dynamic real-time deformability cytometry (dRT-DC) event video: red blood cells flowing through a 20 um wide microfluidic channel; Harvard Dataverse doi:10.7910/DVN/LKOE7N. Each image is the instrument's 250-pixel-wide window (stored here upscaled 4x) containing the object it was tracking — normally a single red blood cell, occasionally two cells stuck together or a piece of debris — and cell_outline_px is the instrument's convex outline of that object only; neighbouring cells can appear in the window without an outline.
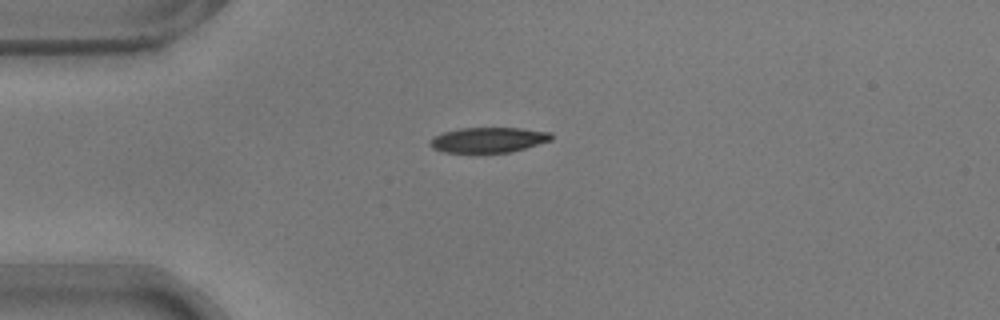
{"species": "common noctule bat (a hibernating species)", "species_latin": "Nyctalus noctula", "temperature_condition": "warm", "stored_images_in_passage": 41, "camera_frame_rate_fps": 3000, "um_per_image_px": 0.085, "animal": {"sex": "male", "body_mass_g": 17.9}, "frame": {"image": 1, "passage_image": 1, "time_ms": 0.0, "image_size_px": [1000, 320], "cell_outline_px": [[552, 140], [512, 152], [444, 152], [432, 148], [428, 144], [436, 136], [444, 132], [460, 128], [520, 128], [552, 132]], "centroid_in_image_um": [41.55, 11.89], "position_along_channel_um": 43.5, "area_um2": 17.69}}
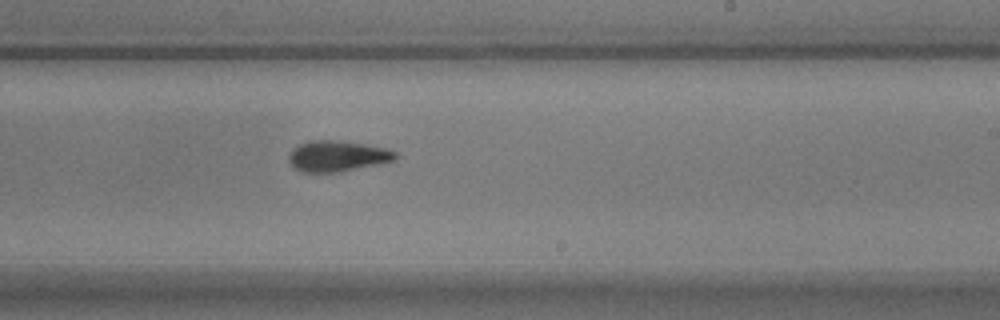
{"frame": {"image": 2, "passage_image": 20, "time_ms": 6.333, "image_size_px": [1000, 320], "cell_outline_px": [[400, 156], [396, 160], [380, 164], [340, 172], [300, 172], [288, 160], [288, 156], [292, 148], [308, 140], [340, 140], [364, 144], [384, 148], [396, 152]], "centroid_in_image_um": [28.69, 13.26], "position_along_channel_um": 260.3, "area_um2": 19.36}}
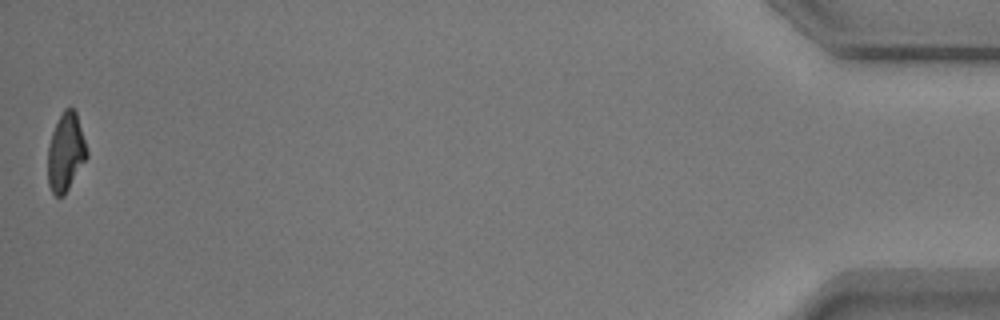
{"frame": {"image": 3, "passage_image": 41, "time_ms": 13.333, "image_size_px": [1000, 320], "cell_outline_px": [[88, 156], [64, 196], [56, 196], [52, 192], [48, 184], [48, 148], [52, 132], [64, 108], [72, 108], [76, 112], [88, 152]], "centroid_in_image_um": [5.59, 12.96], "position_along_channel_um": 429.6, "area_um2": 17.57}, "authors_computed_cell_mechanics": {"area_um2": 19.3052, "velocity_mm_per_s": 3.7478, "shape_relaxation_time_tau1_ms": 4.6185, "shape_relaxation_time_tau2_ms": 1.9288, "deformation_change_tau1": 0.1949, "deformation_change_tau2": 0.0769}}